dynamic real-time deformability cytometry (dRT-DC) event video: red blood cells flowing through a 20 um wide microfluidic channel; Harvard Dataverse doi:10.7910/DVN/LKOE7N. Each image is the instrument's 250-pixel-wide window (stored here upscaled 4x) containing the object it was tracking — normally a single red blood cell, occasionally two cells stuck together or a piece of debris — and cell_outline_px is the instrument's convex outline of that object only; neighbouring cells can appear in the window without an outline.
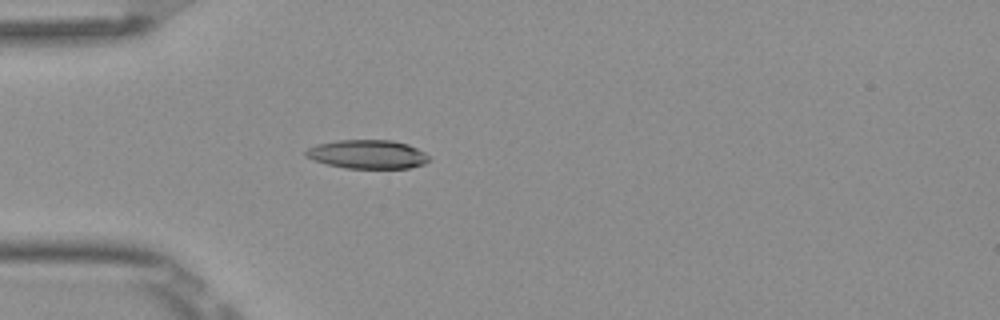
{"species": "Egyptian fruit bat (a non-hibernating species)", "species_latin": "Rousettus aegyptiacus", "temperature_condition": "room temperature", "stored_images_in_passage": 5, "camera_frame_rate_fps": 3000, "um_per_image_px": 0.085, "frame": {"image": 1, "passage_image": 5, "time_ms": 1.333, "image_size_px": [1000, 320], "cell_outline_px": [[428, 160], [424, 164], [408, 168], [344, 168], [312, 160], [304, 156], [304, 152], [308, 148], [316, 144], [336, 140], [392, 140], [408, 144], [424, 152], [428, 156]], "centroid_in_image_um": [31.19, 13.11], "position_along_channel_um": 53.8, "area_um2": 20.69}}